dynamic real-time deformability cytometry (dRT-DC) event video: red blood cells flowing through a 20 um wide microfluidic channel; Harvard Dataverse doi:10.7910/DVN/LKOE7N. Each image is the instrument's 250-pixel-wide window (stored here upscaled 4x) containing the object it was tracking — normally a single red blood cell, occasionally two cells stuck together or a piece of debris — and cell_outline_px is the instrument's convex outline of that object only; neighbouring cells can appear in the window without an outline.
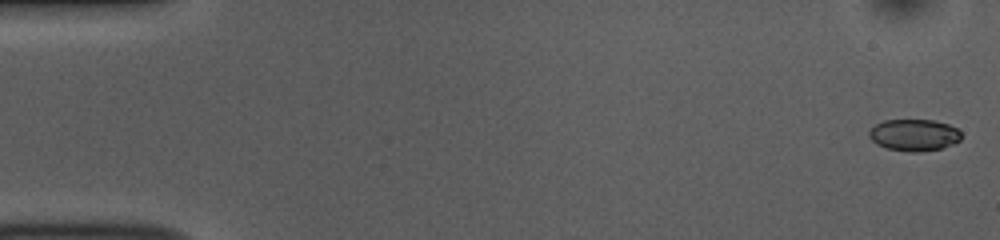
{"species": "common noctule bat (a hibernating species)", "species_latin": "Nyctalus noctula", "temperature_condition": "room temperature", "stored_images_in_passage": 52, "camera_frame_rate_fps": 3000, "um_per_image_px": 0.085, "animal": {"sex": "female", "body_mass_g": 10.0, "forearm_length_mm": 53.1}, "frame": {"image": 1, "passage_image": 1, "time_ms": 0.0, "image_size_px": [1000, 240], "cell_outline_px": [[960, 140], [944, 148], [920, 152], [912, 152], [888, 148], [876, 144], [868, 136], [868, 132], [876, 124], [884, 120], [932, 120], [948, 124], [956, 128], [960, 132]], "centroid_in_image_um": [77.69, 11.48], "position_along_channel_um": 7.3, "area_um2": 16.99}}
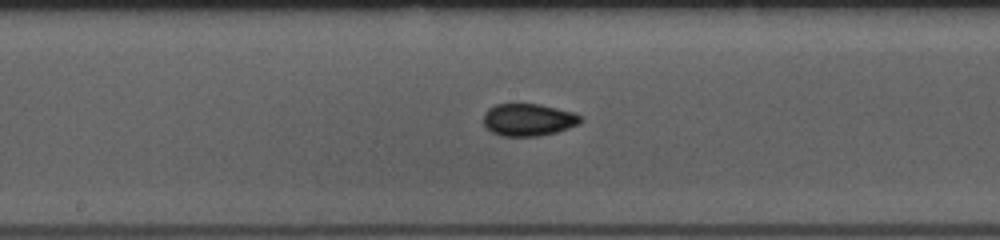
{"frame": {"image": 2, "passage_image": 27, "time_ms": 8.667, "image_size_px": [1000, 240], "cell_outline_px": [[584, 120], [568, 128], [556, 132], [540, 136], [500, 136], [492, 132], [484, 124], [484, 112], [488, 108], [496, 104], [540, 104], [576, 112], [584, 116]], "centroid_in_image_um": [44.95, 10.17], "position_along_channel_um": 203.3, "area_um2": 18.5}}
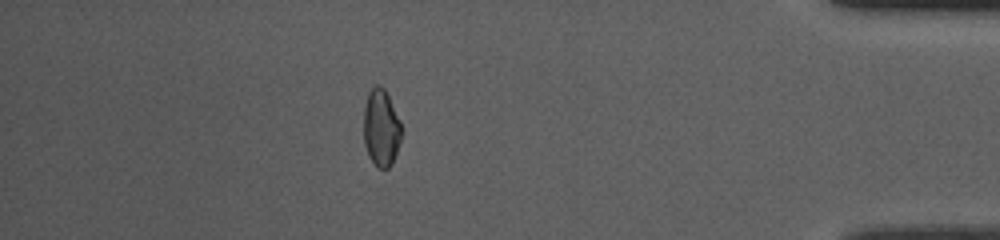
{"frame": {"image": 3, "passage_image": 46, "time_ms": 15.0, "image_size_px": [1000, 240], "cell_outline_px": [[400, 140], [392, 164], [388, 168], [376, 168], [368, 156], [364, 144], [364, 104], [368, 92], [376, 84], [380, 84], [384, 88], [400, 120]], "centroid_in_image_um": [32.37, 10.87], "position_along_channel_um": 402.8, "area_um2": 16.99}, "authors_computed_cell_mechanics": {"area_um2": 17.7157, "velocity_mm_per_s": 3.8264, "shape_relaxation_time_tau1_ms": 5.1381, "shape_relaxation_time_tau2_ms": 2.2877, "deformation_change_tau1": 0.1232, "deformation_change_tau2": 0.0551}}